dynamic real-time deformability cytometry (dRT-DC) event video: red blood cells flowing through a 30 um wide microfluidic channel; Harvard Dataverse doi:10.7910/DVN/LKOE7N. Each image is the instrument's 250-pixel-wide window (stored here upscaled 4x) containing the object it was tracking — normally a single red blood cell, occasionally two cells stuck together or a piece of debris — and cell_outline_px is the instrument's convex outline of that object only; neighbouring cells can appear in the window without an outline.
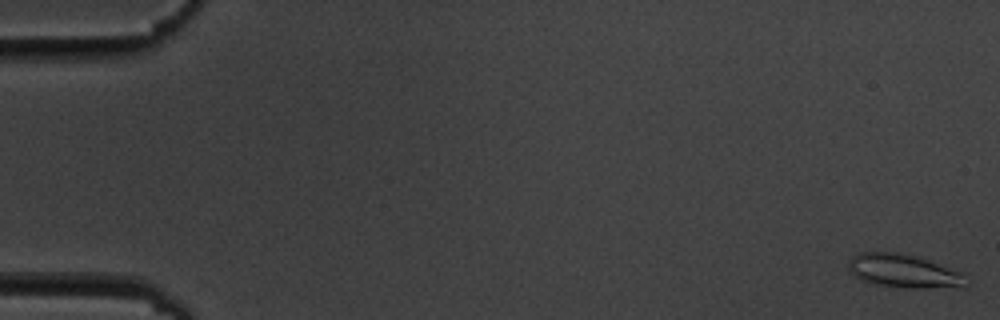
{"species": "common noctule bat (a hibernating species)", "species_latin": "Nyctalus noctula", "temperature_condition": "cold", "stored_images_in_passage": 56, "camera_frame_rate_fps": 3000, "um_per_image_px": 0.085, "animal": {"sex": "male", "body_mass_g": 19.5, "forearm_length_mm": 54.6}, "frame": {"image": 1, "passage_image": 1, "time_ms": 0.0, "image_size_px": [1000, 320], "cell_outline_px": [[968, 288], [908, 288], [876, 284], [864, 280], [856, 276], [848, 268], [848, 260], [852, 256], [860, 252], [900, 252], [916, 256], [964, 272]], "centroid_in_image_um": [76.9, 23.04], "position_along_channel_um": 8.1, "area_um2": 23.24}}
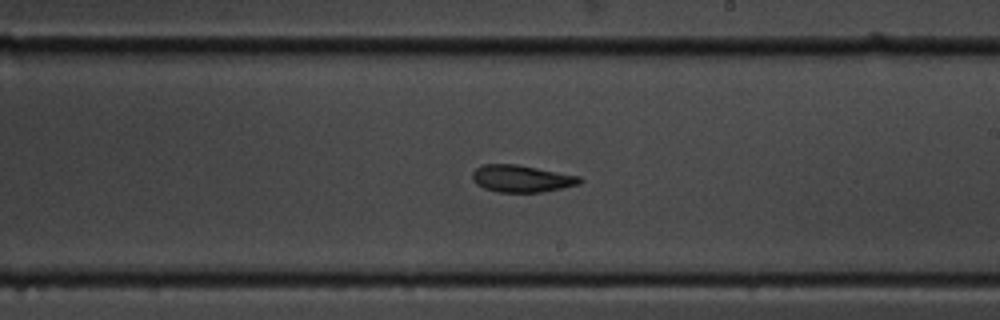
{"frame": {"image": 2, "passage_image": 33, "time_ms": 10.667, "image_size_px": [1000, 320], "cell_outline_px": [[584, 180], [580, 184], [540, 192], [496, 192], [484, 188], [476, 184], [472, 180], [472, 172], [476, 168], [484, 164], [516, 164], [580, 176]], "centroid_in_image_um": [44.31, 15.18], "position_along_channel_um": 244.7, "area_um2": 16.94}}
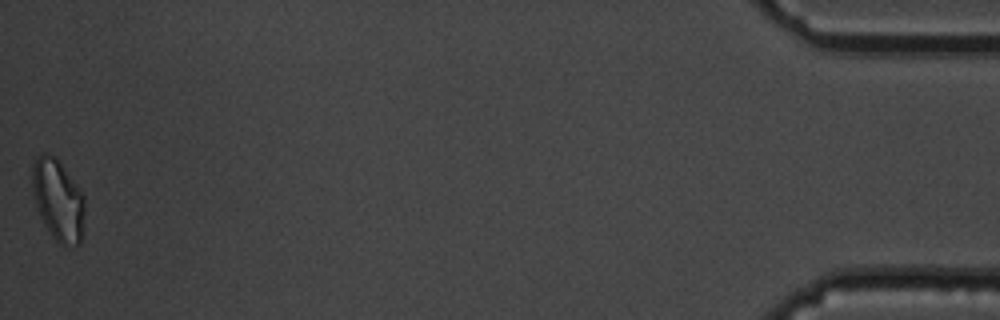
{"frame": {"image": 3, "passage_image": 56, "time_ms": 18.333, "image_size_px": [1000, 320], "cell_outline_px": [[84, 212], [80, 244], [60, 244], [52, 236], [44, 224], [40, 216], [36, 204], [32, 188], [32, 164], [36, 156], [44, 152], [48, 152], [56, 156], [76, 184], [84, 196]], "centroid_in_image_um": [4.91, 16.94], "position_along_channel_um": 430.3, "area_um2": 24.74}}